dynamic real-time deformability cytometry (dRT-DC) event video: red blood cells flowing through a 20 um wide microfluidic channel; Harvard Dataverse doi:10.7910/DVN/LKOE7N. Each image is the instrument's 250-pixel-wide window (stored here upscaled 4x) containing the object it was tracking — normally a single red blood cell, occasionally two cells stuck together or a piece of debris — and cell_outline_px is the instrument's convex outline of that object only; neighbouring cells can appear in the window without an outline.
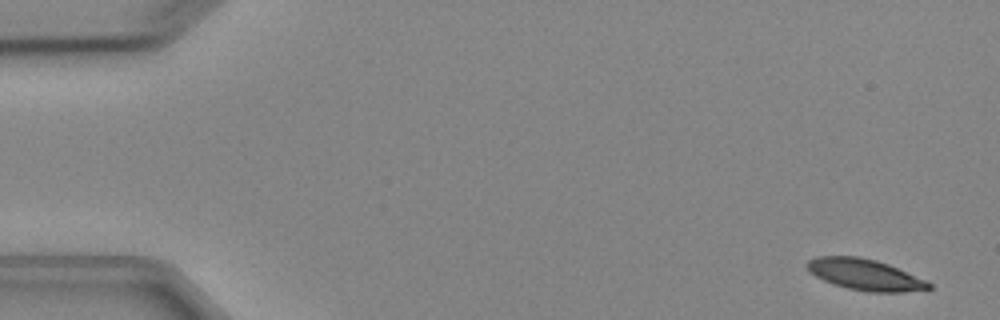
{"species": "Egyptian fruit bat (a non-hibernating species)", "species_latin": "Rousettus aegyptiacus", "temperature_condition": "cold", "stored_images_in_passage": 6, "camera_frame_rate_fps": 3000, "um_per_image_px": 0.085, "animal": {"sex": "female"}, "frame": {"image": 1, "passage_image": 1, "time_ms": 0.0, "image_size_px": [1000, 320], "cell_outline_px": [[932, 288], [904, 292], [868, 292], [848, 288], [832, 284], [808, 272], [804, 264], [808, 260], [816, 256], [860, 256], [876, 260], [888, 264], [924, 280], [932, 284]], "centroid_in_image_um": [73.45, 23.33], "position_along_channel_um": 11.6, "area_um2": 22.08}}
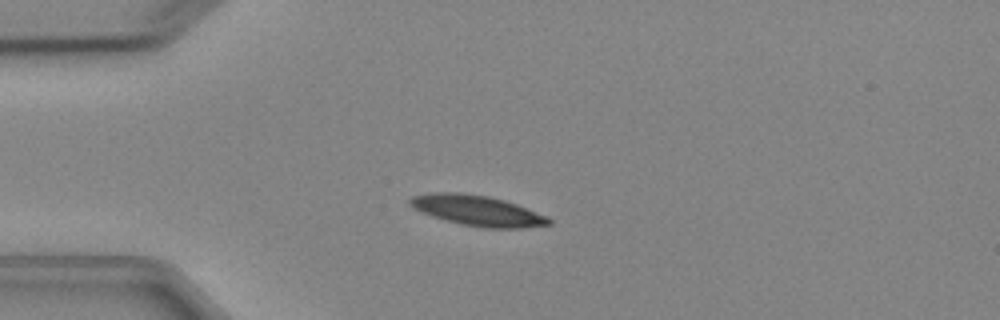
{"frame": {"image": 2, "passage_image": 4, "time_ms": 3.667, "image_size_px": [1000, 320], "cell_outline_px": [[552, 224], [520, 228], [484, 228], [460, 224], [432, 216], [420, 212], [412, 208], [408, 204], [408, 200], [412, 196], [432, 192], [460, 192], [488, 196], [504, 200], [516, 204], [548, 216], [552, 220]], "centroid_in_image_um": [40.55, 17.89], "position_along_channel_um": 44.4, "area_um2": 24.8}}
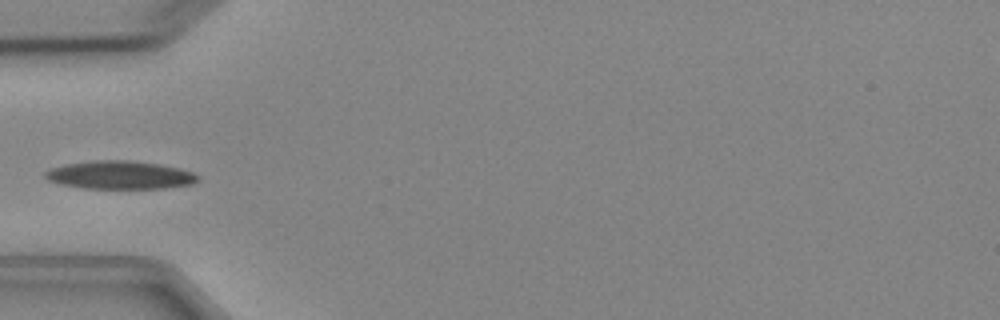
{"frame": {"image": 3, "passage_image": 5, "time_ms": 5.0, "image_size_px": [1000, 320], "cell_outline_px": [[200, 180], [192, 184], [164, 188], [84, 188], [60, 184], [48, 180], [44, 176], [44, 172], [48, 168], [68, 164], [92, 160], [128, 160], [160, 164], [180, 168], [192, 172], [200, 176]], "centroid_in_image_um": [10.2, 14.87], "position_along_channel_um": 74.8, "area_um2": 25.14}}